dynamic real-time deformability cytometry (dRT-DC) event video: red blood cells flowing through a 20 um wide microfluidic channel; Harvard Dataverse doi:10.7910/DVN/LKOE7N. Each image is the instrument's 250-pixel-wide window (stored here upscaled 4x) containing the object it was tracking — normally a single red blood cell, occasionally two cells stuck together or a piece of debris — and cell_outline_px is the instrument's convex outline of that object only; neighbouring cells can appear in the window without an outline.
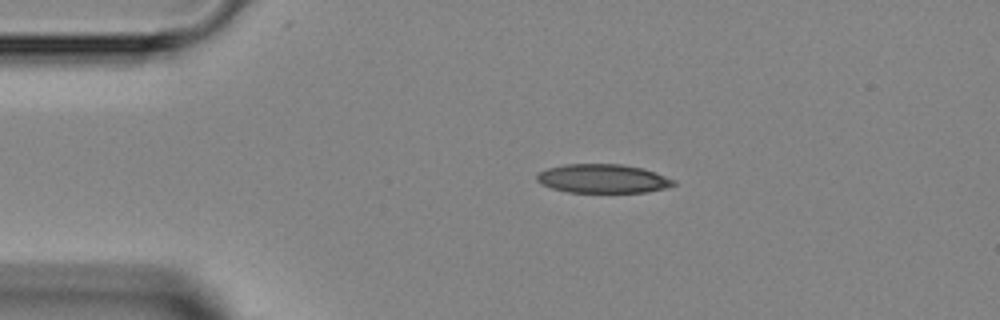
{"species": "Egyptian fruit bat (a non-hibernating species)", "species_latin": "Rousettus aegyptiacus", "temperature_condition": "room temperature", "stored_images_in_passage": 1, "camera_frame_rate_fps": 3000, "um_per_image_px": 0.085, "animal": {"sex": "female"}, "frame": {"image": 1, "passage_image": 1, "time_ms": 0.0, "image_size_px": [1000, 320], "cell_outline_px": [[676, 184], [668, 188], [648, 192], [568, 192], [552, 188], [540, 184], [536, 180], [536, 176], [540, 172], [548, 168], [564, 164], [620, 164], [644, 168], [656, 172], [676, 180]], "centroid_in_image_um": [51.28, 15.18], "position_along_channel_um": 33.7, "area_um2": 23.18}}